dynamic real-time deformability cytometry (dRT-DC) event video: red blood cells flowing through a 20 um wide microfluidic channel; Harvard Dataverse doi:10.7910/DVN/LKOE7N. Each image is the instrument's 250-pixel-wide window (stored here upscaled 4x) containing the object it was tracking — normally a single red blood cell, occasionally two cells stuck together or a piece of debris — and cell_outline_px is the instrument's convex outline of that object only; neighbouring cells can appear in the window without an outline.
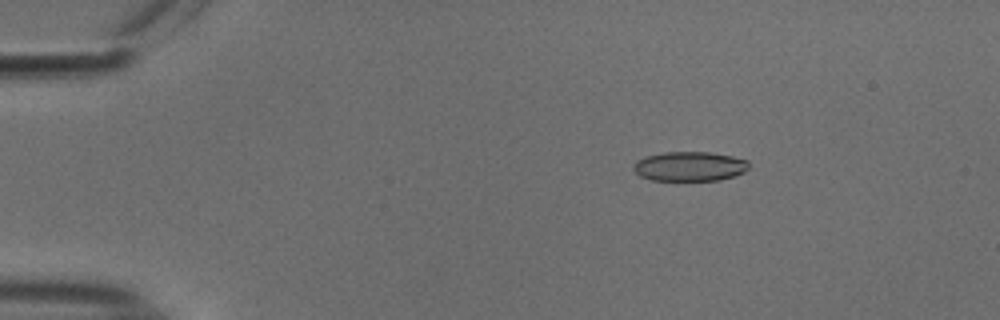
{"species": "common noctule bat (a hibernating species)", "species_latin": "Nyctalus noctula", "temperature_condition": "cold", "stored_images_in_passage": 51, "camera_frame_rate_fps": 3000, "um_per_image_px": 0.085, "animal": {"sex": "male", "body_mass_g": 18.8}, "frame": {"image": 1, "passage_image": 8, "time_ms": 2.333, "image_size_px": [1000, 320], "cell_outline_px": [[748, 168], [744, 172], [720, 180], [652, 180], [640, 176], [632, 168], [636, 160], [644, 156], [664, 152], [708, 152], [732, 156], [748, 160]], "centroid_in_image_um": [58.59, 14.13], "position_along_channel_um": 26.4, "area_um2": 19.83}}
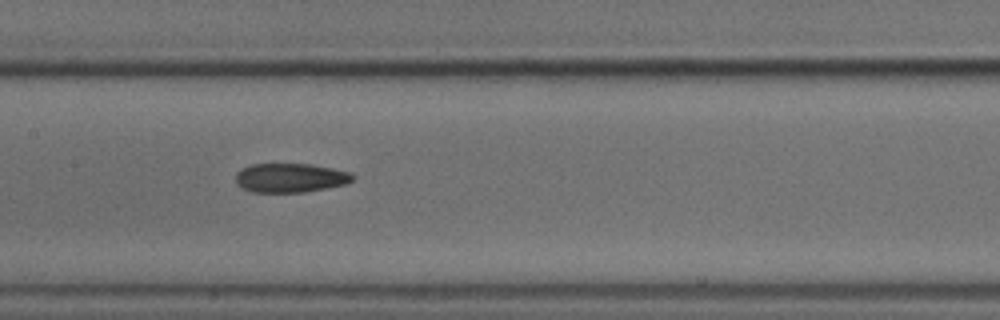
{"frame": {"image": 2, "passage_image": 26, "time_ms": 8.333, "image_size_px": [1000, 320], "cell_outline_px": [[356, 176], [352, 180], [344, 184], [304, 192], [252, 192], [236, 184], [236, 172], [252, 164], [312, 164], [352, 172]], "centroid_in_image_um": [24.69, 15.11], "position_along_channel_um": 182.7, "area_um2": 19.77}}
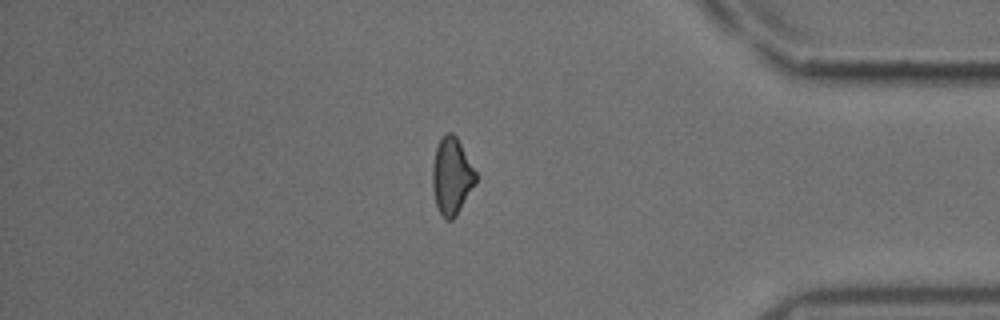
{"frame": {"image": 3, "passage_image": 45, "time_ms": 14.667, "image_size_px": [1000, 320], "cell_outline_px": [[476, 180], [456, 216], [452, 220], [448, 220], [440, 212], [436, 204], [432, 188], [432, 164], [436, 148], [440, 140], [448, 132], [452, 132], [456, 136], [476, 172]], "centroid_in_image_um": [38.37, 14.96], "position_along_channel_um": 396.8, "area_um2": 18.96}, "authors_computed_cell_mechanics": {"area_um2": 19.8254, "velocity_mm_per_s": 3.7829, "shape_relaxation_time_tau1_ms": 9.1511, "shape_relaxation_time_tau2_ms": 7.2845, "deformation_change_tau1": 0.1635, "deformation_change_tau2": 0.1495}}